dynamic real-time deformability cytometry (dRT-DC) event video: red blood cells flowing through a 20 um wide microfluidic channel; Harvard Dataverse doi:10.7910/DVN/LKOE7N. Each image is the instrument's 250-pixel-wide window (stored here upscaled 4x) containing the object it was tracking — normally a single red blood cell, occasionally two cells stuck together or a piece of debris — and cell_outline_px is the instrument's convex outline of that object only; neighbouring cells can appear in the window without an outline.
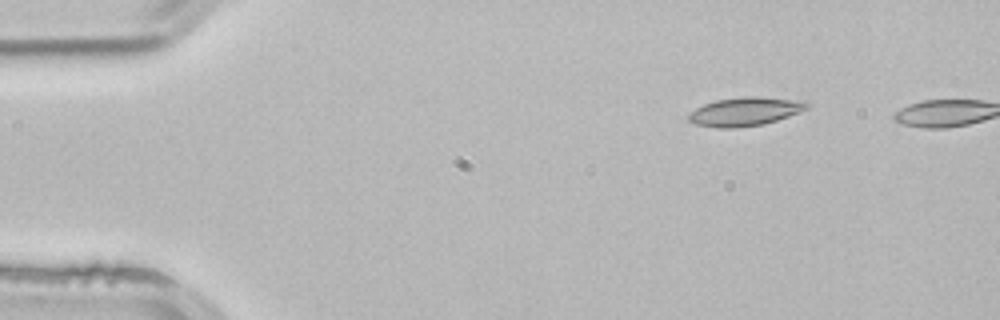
{"species": "common noctule bat (a hibernating species)", "species_latin": "Nyctalus noctula", "temperature_condition": "room temperature", "stored_images_in_passage": 41, "camera_frame_rate_fps": 3000, "um_per_image_px": 0.085, "animal": {"sex": "male", "body_mass_g": 21.5, "forearm_length_mm": 52.0}, "frame": {"image": 1, "passage_image": 1, "time_ms": 0.0, "image_size_px": [1000, 320], "cell_outline_px": [[808, 108], [788, 116], [764, 124], [736, 128], [716, 128], [696, 124], [688, 120], [688, 112], [704, 104], [716, 100], [744, 96], [756, 96], [804, 100], [808, 104]], "centroid_in_image_um": [63.3, 9.48], "position_along_channel_um": 21.7, "area_um2": 19.83}}